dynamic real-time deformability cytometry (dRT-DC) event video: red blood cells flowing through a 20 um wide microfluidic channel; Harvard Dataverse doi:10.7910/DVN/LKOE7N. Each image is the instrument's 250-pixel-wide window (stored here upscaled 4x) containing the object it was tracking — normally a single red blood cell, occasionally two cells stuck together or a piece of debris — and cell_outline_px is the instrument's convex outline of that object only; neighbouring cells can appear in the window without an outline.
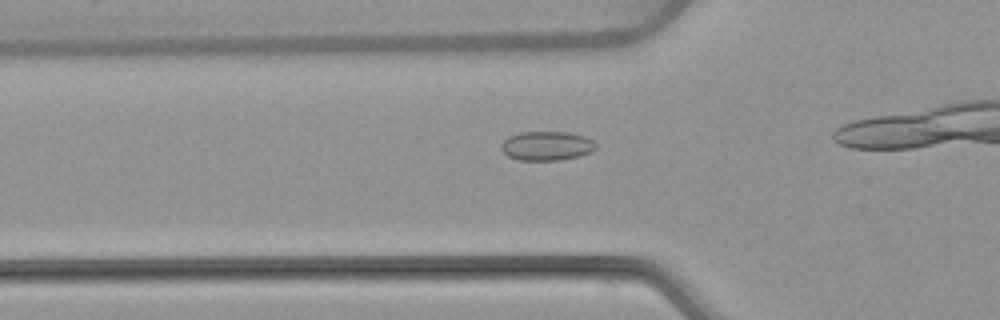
{"species": "common noctule bat (a hibernating species)", "species_latin": "Nyctalus noctula", "temperature_condition": "warm", "stored_images_in_passage": 28, "camera_frame_rate_fps": 3000, "um_per_image_px": 0.085, "animal": {"sex": "female", "body_mass_g": 22.7, "forearm_length_mm": 54.2}, "frame": {"image": 1, "passage_image": 5, "time_ms": 1.333, "image_size_px": [1000, 320], "cell_outline_px": [[596, 148], [592, 152], [580, 156], [560, 160], [520, 160], [508, 156], [500, 148], [500, 144], [508, 136], [520, 132], [568, 132], [584, 136], [592, 140], [596, 144]], "centroid_in_image_um": [46.47, 12.4], "position_along_channel_um": 79.3, "area_um2": 16.18}}
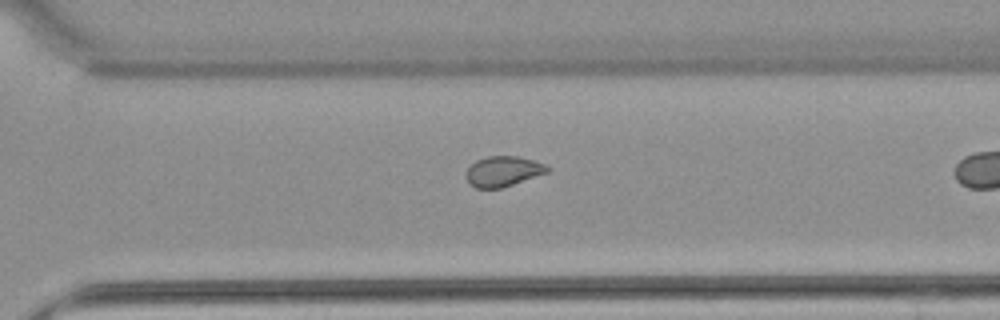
{"frame": {"image": 2, "passage_image": 24, "time_ms": 7.667, "image_size_px": [1000, 320], "cell_outline_px": [[552, 168], [548, 172], [500, 188], [476, 188], [468, 184], [464, 176], [464, 172], [476, 160], [488, 156], [516, 156], [532, 160], [544, 164]], "centroid_in_image_um": [42.71, 14.56], "position_along_channel_um": 327.9, "area_um2": 14.33}}